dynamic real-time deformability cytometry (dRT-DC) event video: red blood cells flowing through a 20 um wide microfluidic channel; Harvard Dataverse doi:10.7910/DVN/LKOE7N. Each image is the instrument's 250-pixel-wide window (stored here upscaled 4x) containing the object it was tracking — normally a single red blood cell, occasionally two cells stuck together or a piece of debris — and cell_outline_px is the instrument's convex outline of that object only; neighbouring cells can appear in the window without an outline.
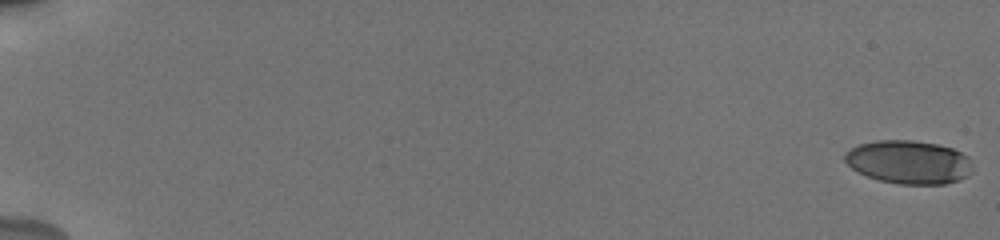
{"species": "human", "species_latin": "Homo sapiens", "temperature_condition": "cold", "stored_images_in_passage": 14, "camera_frame_rate_fps": 3000, "um_per_image_px": 0.085, "donor": {"sex": "male"}, "frame": {"image": 1, "passage_image": 1, "time_ms": 0.0, "image_size_px": [1000, 240], "cell_outline_px": [[972, 172], [968, 176], [960, 180], [944, 184], [896, 184], [880, 180], [856, 172], [844, 160], [844, 152], [860, 144], [876, 140], [912, 140], [936, 144], [952, 148], [968, 156]], "centroid_in_image_um": [77.23, 13.78], "position_along_channel_um": 7.8, "area_um2": 32.37}}
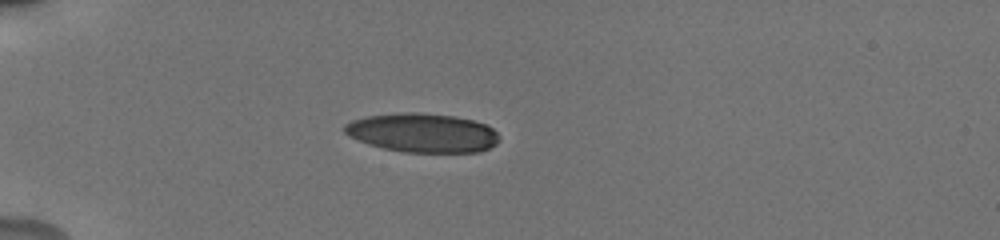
{"frame": {"image": 2, "passage_image": 12, "time_ms": 3.667, "image_size_px": [1000, 240], "cell_outline_px": [[500, 140], [496, 144], [480, 152], [404, 152], [384, 148], [368, 144], [348, 136], [344, 132], [344, 124], [352, 120], [368, 116], [404, 112], [416, 112], [452, 116], [472, 120], [484, 124], [492, 128], [500, 136]], "centroid_in_image_um": [35.91, 11.29], "position_along_channel_um": 49.1, "area_um2": 35.08}}
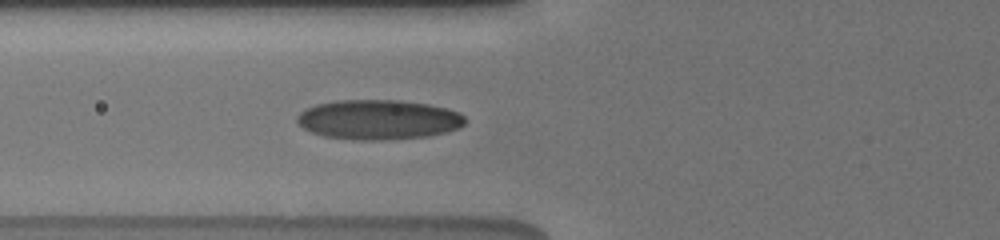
{"frame": {"image": 3, "passage_image": 14, "time_ms": 4.333, "image_size_px": [1000, 240], "cell_outline_px": [[468, 120], [464, 124], [456, 128], [444, 132], [428, 136], [376, 140], [360, 140], [324, 136], [312, 132], [304, 128], [296, 120], [296, 116], [304, 108], [316, 104], [336, 100], [400, 100], [428, 104], [448, 108], [460, 112]], "centroid_in_image_um": [32.16, 10.15], "position_along_channel_um": 93.6, "area_um2": 38.96}}